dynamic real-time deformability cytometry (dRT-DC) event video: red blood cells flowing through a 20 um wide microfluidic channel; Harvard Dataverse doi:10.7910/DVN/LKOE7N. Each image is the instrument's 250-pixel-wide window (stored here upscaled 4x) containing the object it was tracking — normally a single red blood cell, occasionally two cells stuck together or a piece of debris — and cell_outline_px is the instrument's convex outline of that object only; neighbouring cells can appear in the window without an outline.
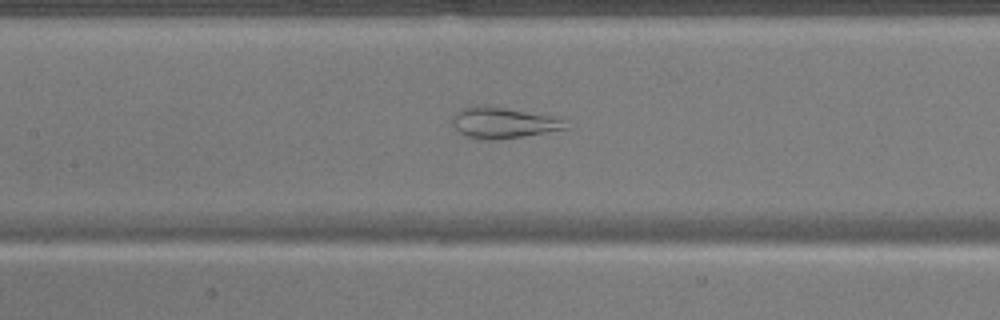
{"species": "common noctule bat (a hibernating species)", "species_latin": "Nyctalus noctula", "temperature_condition": "warm", "stored_images_in_passage": 49, "camera_frame_rate_fps": 3000, "um_per_image_px": 0.085, "animal": {"sex": "male", "body_mass_g": 17.9}, "frame": {"image": 1, "passage_image": 23, "time_ms": 7.333, "image_size_px": [1000, 320], "cell_outline_px": [[568, 128], [496, 140], [484, 140], [468, 136], [460, 132], [452, 124], [452, 116], [460, 108], [504, 108], [548, 116], [564, 120]], "centroid_in_image_um": [42.73, 10.47], "position_along_channel_um": 164.7, "area_um2": 19.31}}
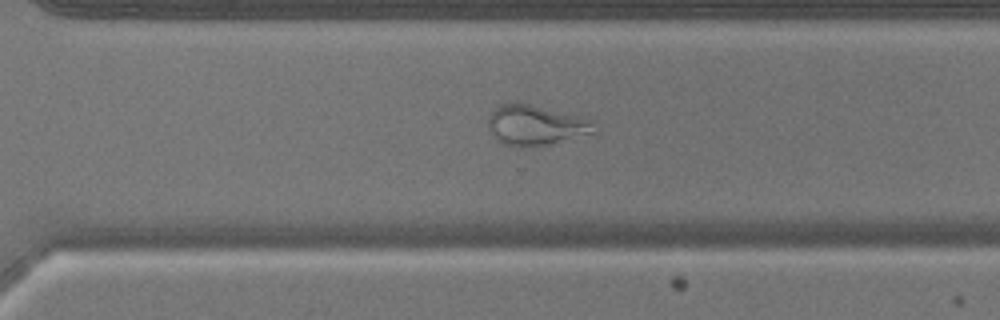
{"frame": {"image": 2, "passage_image": 35, "time_ms": 11.333, "image_size_px": [1000, 320], "cell_outline_px": [[600, 132], [552, 144], [528, 148], [520, 148], [504, 144], [488, 128], [488, 116], [500, 104], [528, 104], [580, 116], [596, 120], [600, 128]], "centroid_in_image_um": [45.67, 10.68], "position_along_channel_um": 324.9, "area_um2": 25.2}}
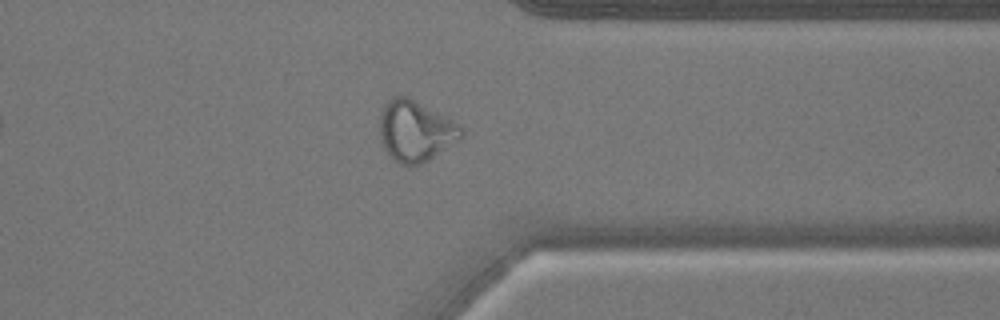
{"frame": {"image": 3, "passage_image": 39, "time_ms": 12.667, "image_size_px": [1000, 320], "cell_outline_px": [[464, 136], [460, 140], [428, 160], [420, 164], [400, 164], [392, 160], [384, 144], [380, 132], [380, 116], [384, 104], [392, 96], [408, 96], [460, 124], [464, 128]], "centroid_in_image_um": [35.35, 11.12], "position_along_channel_um": 376.0, "area_um2": 28.84}}